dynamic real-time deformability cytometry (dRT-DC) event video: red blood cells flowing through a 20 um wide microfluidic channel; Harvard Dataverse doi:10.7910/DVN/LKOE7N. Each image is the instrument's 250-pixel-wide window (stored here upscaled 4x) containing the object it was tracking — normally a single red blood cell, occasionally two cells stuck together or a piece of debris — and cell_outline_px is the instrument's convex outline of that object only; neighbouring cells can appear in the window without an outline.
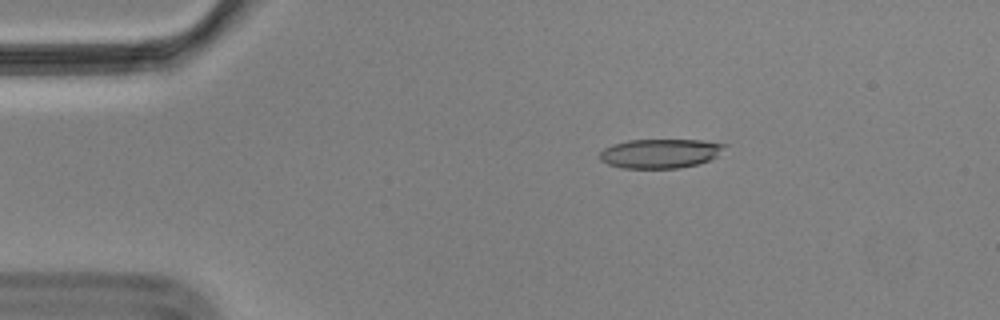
{"species": "Egyptian fruit bat (a non-hibernating species)", "species_latin": "Rousettus aegyptiacus", "temperature_condition": "cold", "stored_images_in_passage": 48, "camera_frame_rate_fps": 3000, "um_per_image_px": 0.085, "animal": {"sex": "male"}, "frame": {"image": 1, "passage_image": 1, "time_ms": 0.0, "image_size_px": [1000, 320], "cell_outline_px": [[728, 144], [712, 160], [680, 168], [620, 168], [608, 164], [600, 160], [600, 152], [604, 148], [612, 144], [628, 140], [704, 140]], "centroid_in_image_um": [56.12, 13.04], "position_along_channel_um": 28.9, "area_um2": 21.39}}
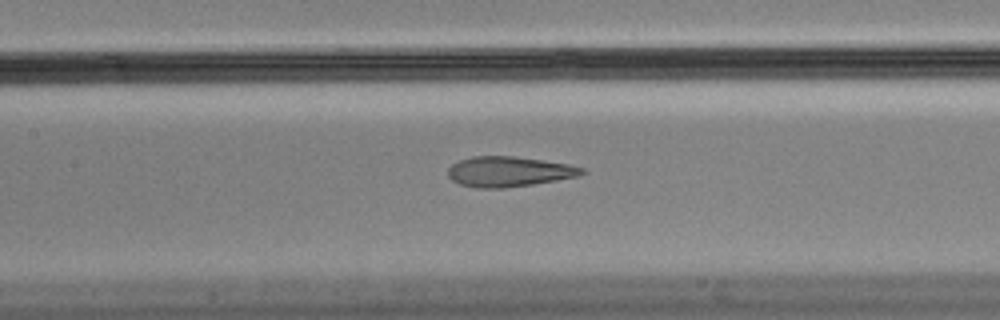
{"frame": {"image": 2, "passage_image": 17, "time_ms": 5.333, "image_size_px": [1000, 320], "cell_outline_px": [[588, 172], [576, 176], [556, 180], [532, 184], [504, 188], [476, 188], [460, 184], [452, 180], [448, 176], [448, 168], [452, 164], [460, 160], [472, 156], [512, 156], [568, 164], [584, 168]], "centroid_in_image_um": [43.23, 14.59], "position_along_channel_um": 164.2, "area_um2": 23.41}}
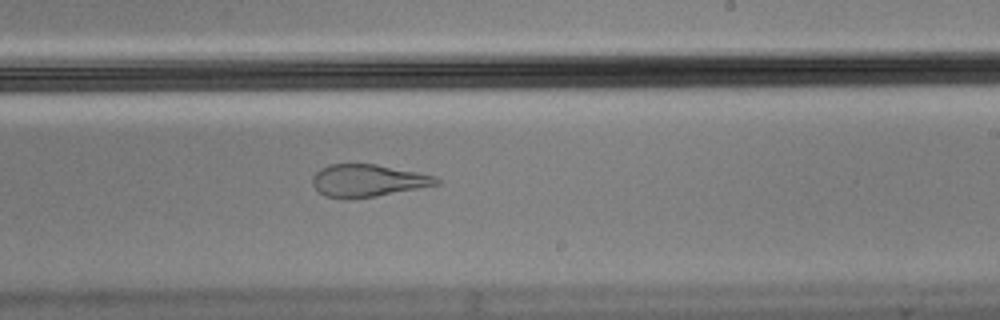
{"frame": {"image": 3, "passage_image": 25, "time_ms": 8.0, "image_size_px": [1000, 320], "cell_outline_px": [[440, 184], [376, 196], [352, 200], [340, 200], [324, 196], [312, 184], [312, 176], [320, 168], [328, 164], [376, 164], [436, 176], [440, 180]], "centroid_in_image_um": [31.21, 15.37], "position_along_channel_um": 257.8, "area_um2": 23.64}, "authors_computed_cell_mechanics": {"area_um2": 24.4205, "velocity_mm_per_s": 3.5235, "shape_relaxation_time_tau1_ms": null, "shape_relaxation_time_tau2_ms": 1.5244, "deformation_change_tau1": null, "deformation_change_tau2": 0.0933}}